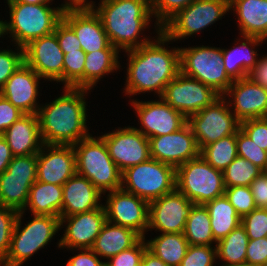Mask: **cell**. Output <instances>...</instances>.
<instances>
[{
    "label": "cell",
    "instance_id": "cell-54",
    "mask_svg": "<svg viewBox=\"0 0 267 266\" xmlns=\"http://www.w3.org/2000/svg\"><path fill=\"white\" fill-rule=\"evenodd\" d=\"M14 157L6 139L0 135V174L6 171L9 163Z\"/></svg>",
    "mask_w": 267,
    "mask_h": 266
},
{
    "label": "cell",
    "instance_id": "cell-44",
    "mask_svg": "<svg viewBox=\"0 0 267 266\" xmlns=\"http://www.w3.org/2000/svg\"><path fill=\"white\" fill-rule=\"evenodd\" d=\"M249 239L255 240L267 236V209L255 208L241 218Z\"/></svg>",
    "mask_w": 267,
    "mask_h": 266
},
{
    "label": "cell",
    "instance_id": "cell-16",
    "mask_svg": "<svg viewBox=\"0 0 267 266\" xmlns=\"http://www.w3.org/2000/svg\"><path fill=\"white\" fill-rule=\"evenodd\" d=\"M192 203L177 189L149 202V229L160 233H183Z\"/></svg>",
    "mask_w": 267,
    "mask_h": 266
},
{
    "label": "cell",
    "instance_id": "cell-42",
    "mask_svg": "<svg viewBox=\"0 0 267 266\" xmlns=\"http://www.w3.org/2000/svg\"><path fill=\"white\" fill-rule=\"evenodd\" d=\"M224 195L241 218L256 208L250 186L225 188Z\"/></svg>",
    "mask_w": 267,
    "mask_h": 266
},
{
    "label": "cell",
    "instance_id": "cell-31",
    "mask_svg": "<svg viewBox=\"0 0 267 266\" xmlns=\"http://www.w3.org/2000/svg\"><path fill=\"white\" fill-rule=\"evenodd\" d=\"M204 205L209 212L213 238L216 242L241 224V217L225 195L208 201Z\"/></svg>",
    "mask_w": 267,
    "mask_h": 266
},
{
    "label": "cell",
    "instance_id": "cell-28",
    "mask_svg": "<svg viewBox=\"0 0 267 266\" xmlns=\"http://www.w3.org/2000/svg\"><path fill=\"white\" fill-rule=\"evenodd\" d=\"M242 37L244 41L239 46L235 44L233 49H222L225 70L233 81L247 78L249 71L258 62V53L253 49L264 41L259 37Z\"/></svg>",
    "mask_w": 267,
    "mask_h": 266
},
{
    "label": "cell",
    "instance_id": "cell-37",
    "mask_svg": "<svg viewBox=\"0 0 267 266\" xmlns=\"http://www.w3.org/2000/svg\"><path fill=\"white\" fill-rule=\"evenodd\" d=\"M262 172L249 160L237 156L223 171L224 186H250Z\"/></svg>",
    "mask_w": 267,
    "mask_h": 266
},
{
    "label": "cell",
    "instance_id": "cell-56",
    "mask_svg": "<svg viewBox=\"0 0 267 266\" xmlns=\"http://www.w3.org/2000/svg\"><path fill=\"white\" fill-rule=\"evenodd\" d=\"M89 3H90V1H88V0H67V1H65V4L62 3L60 5V7L63 10L81 9V8L89 6Z\"/></svg>",
    "mask_w": 267,
    "mask_h": 266
},
{
    "label": "cell",
    "instance_id": "cell-17",
    "mask_svg": "<svg viewBox=\"0 0 267 266\" xmlns=\"http://www.w3.org/2000/svg\"><path fill=\"white\" fill-rule=\"evenodd\" d=\"M159 100V101H158ZM157 101H134L132 106L142 125L139 129L148 139L180 130L187 124V118L171 106L162 97Z\"/></svg>",
    "mask_w": 267,
    "mask_h": 266
},
{
    "label": "cell",
    "instance_id": "cell-33",
    "mask_svg": "<svg viewBox=\"0 0 267 266\" xmlns=\"http://www.w3.org/2000/svg\"><path fill=\"white\" fill-rule=\"evenodd\" d=\"M146 244L147 249L168 266H179L189 246L183 233H162Z\"/></svg>",
    "mask_w": 267,
    "mask_h": 266
},
{
    "label": "cell",
    "instance_id": "cell-14",
    "mask_svg": "<svg viewBox=\"0 0 267 266\" xmlns=\"http://www.w3.org/2000/svg\"><path fill=\"white\" fill-rule=\"evenodd\" d=\"M100 137L121 172L151 158L149 139L136 127H120Z\"/></svg>",
    "mask_w": 267,
    "mask_h": 266
},
{
    "label": "cell",
    "instance_id": "cell-41",
    "mask_svg": "<svg viewBox=\"0 0 267 266\" xmlns=\"http://www.w3.org/2000/svg\"><path fill=\"white\" fill-rule=\"evenodd\" d=\"M19 211L0 204V261H4L11 246V238Z\"/></svg>",
    "mask_w": 267,
    "mask_h": 266
},
{
    "label": "cell",
    "instance_id": "cell-49",
    "mask_svg": "<svg viewBox=\"0 0 267 266\" xmlns=\"http://www.w3.org/2000/svg\"><path fill=\"white\" fill-rule=\"evenodd\" d=\"M245 262L250 266H260L267 262V238L249 239Z\"/></svg>",
    "mask_w": 267,
    "mask_h": 266
},
{
    "label": "cell",
    "instance_id": "cell-20",
    "mask_svg": "<svg viewBox=\"0 0 267 266\" xmlns=\"http://www.w3.org/2000/svg\"><path fill=\"white\" fill-rule=\"evenodd\" d=\"M24 61L44 80L63 83L64 53L55 31L25 46Z\"/></svg>",
    "mask_w": 267,
    "mask_h": 266
},
{
    "label": "cell",
    "instance_id": "cell-2",
    "mask_svg": "<svg viewBox=\"0 0 267 266\" xmlns=\"http://www.w3.org/2000/svg\"><path fill=\"white\" fill-rule=\"evenodd\" d=\"M63 95L39 107L40 135L43 144L73 145L87 138V89L65 87Z\"/></svg>",
    "mask_w": 267,
    "mask_h": 266
},
{
    "label": "cell",
    "instance_id": "cell-34",
    "mask_svg": "<svg viewBox=\"0 0 267 266\" xmlns=\"http://www.w3.org/2000/svg\"><path fill=\"white\" fill-rule=\"evenodd\" d=\"M183 234L189 245L213 246V243H217L213 238L211 220L205 205H193L187 218Z\"/></svg>",
    "mask_w": 267,
    "mask_h": 266
},
{
    "label": "cell",
    "instance_id": "cell-1",
    "mask_svg": "<svg viewBox=\"0 0 267 266\" xmlns=\"http://www.w3.org/2000/svg\"><path fill=\"white\" fill-rule=\"evenodd\" d=\"M157 38V39H156ZM136 49L125 51L128 56L125 95L155 92L159 97L166 85L180 73V50L169 49L170 40L160 31L158 37Z\"/></svg>",
    "mask_w": 267,
    "mask_h": 266
},
{
    "label": "cell",
    "instance_id": "cell-27",
    "mask_svg": "<svg viewBox=\"0 0 267 266\" xmlns=\"http://www.w3.org/2000/svg\"><path fill=\"white\" fill-rule=\"evenodd\" d=\"M241 36L267 39V0H230Z\"/></svg>",
    "mask_w": 267,
    "mask_h": 266
},
{
    "label": "cell",
    "instance_id": "cell-38",
    "mask_svg": "<svg viewBox=\"0 0 267 266\" xmlns=\"http://www.w3.org/2000/svg\"><path fill=\"white\" fill-rule=\"evenodd\" d=\"M86 53L83 49L64 54L63 84L65 87L84 89V63Z\"/></svg>",
    "mask_w": 267,
    "mask_h": 266
},
{
    "label": "cell",
    "instance_id": "cell-18",
    "mask_svg": "<svg viewBox=\"0 0 267 266\" xmlns=\"http://www.w3.org/2000/svg\"><path fill=\"white\" fill-rule=\"evenodd\" d=\"M151 158L175 168L200 156L196 138L188 124L180 130L149 138Z\"/></svg>",
    "mask_w": 267,
    "mask_h": 266
},
{
    "label": "cell",
    "instance_id": "cell-10",
    "mask_svg": "<svg viewBox=\"0 0 267 266\" xmlns=\"http://www.w3.org/2000/svg\"><path fill=\"white\" fill-rule=\"evenodd\" d=\"M229 10L230 0H194L171 17L161 31L171 42L186 39L221 20Z\"/></svg>",
    "mask_w": 267,
    "mask_h": 266
},
{
    "label": "cell",
    "instance_id": "cell-36",
    "mask_svg": "<svg viewBox=\"0 0 267 266\" xmlns=\"http://www.w3.org/2000/svg\"><path fill=\"white\" fill-rule=\"evenodd\" d=\"M200 155L215 169L224 171L238 156L236 133L205 146Z\"/></svg>",
    "mask_w": 267,
    "mask_h": 266
},
{
    "label": "cell",
    "instance_id": "cell-55",
    "mask_svg": "<svg viewBox=\"0 0 267 266\" xmlns=\"http://www.w3.org/2000/svg\"><path fill=\"white\" fill-rule=\"evenodd\" d=\"M140 266H168L148 249L145 250Z\"/></svg>",
    "mask_w": 267,
    "mask_h": 266
},
{
    "label": "cell",
    "instance_id": "cell-47",
    "mask_svg": "<svg viewBox=\"0 0 267 266\" xmlns=\"http://www.w3.org/2000/svg\"><path fill=\"white\" fill-rule=\"evenodd\" d=\"M240 129L260 148L267 151V117L246 119Z\"/></svg>",
    "mask_w": 267,
    "mask_h": 266
},
{
    "label": "cell",
    "instance_id": "cell-46",
    "mask_svg": "<svg viewBox=\"0 0 267 266\" xmlns=\"http://www.w3.org/2000/svg\"><path fill=\"white\" fill-rule=\"evenodd\" d=\"M147 249L145 238L142 237L134 246L111 257L107 266H140L142 256Z\"/></svg>",
    "mask_w": 267,
    "mask_h": 266
},
{
    "label": "cell",
    "instance_id": "cell-19",
    "mask_svg": "<svg viewBox=\"0 0 267 266\" xmlns=\"http://www.w3.org/2000/svg\"><path fill=\"white\" fill-rule=\"evenodd\" d=\"M67 222L58 247L67 249H91L96 237L107 222L104 205L89 212L60 217V229Z\"/></svg>",
    "mask_w": 267,
    "mask_h": 266
},
{
    "label": "cell",
    "instance_id": "cell-26",
    "mask_svg": "<svg viewBox=\"0 0 267 266\" xmlns=\"http://www.w3.org/2000/svg\"><path fill=\"white\" fill-rule=\"evenodd\" d=\"M2 136L14 156L37 154L43 146L37 114H24Z\"/></svg>",
    "mask_w": 267,
    "mask_h": 266
},
{
    "label": "cell",
    "instance_id": "cell-53",
    "mask_svg": "<svg viewBox=\"0 0 267 266\" xmlns=\"http://www.w3.org/2000/svg\"><path fill=\"white\" fill-rule=\"evenodd\" d=\"M253 83L267 89V56L258 59V62L249 71L247 76Z\"/></svg>",
    "mask_w": 267,
    "mask_h": 266
},
{
    "label": "cell",
    "instance_id": "cell-22",
    "mask_svg": "<svg viewBox=\"0 0 267 266\" xmlns=\"http://www.w3.org/2000/svg\"><path fill=\"white\" fill-rule=\"evenodd\" d=\"M62 19L73 29L85 53L117 49L110 44L99 15L90 5L81 9L63 10Z\"/></svg>",
    "mask_w": 267,
    "mask_h": 266
},
{
    "label": "cell",
    "instance_id": "cell-58",
    "mask_svg": "<svg viewBox=\"0 0 267 266\" xmlns=\"http://www.w3.org/2000/svg\"><path fill=\"white\" fill-rule=\"evenodd\" d=\"M4 35H6L5 21L0 20V37L3 38Z\"/></svg>",
    "mask_w": 267,
    "mask_h": 266
},
{
    "label": "cell",
    "instance_id": "cell-6",
    "mask_svg": "<svg viewBox=\"0 0 267 266\" xmlns=\"http://www.w3.org/2000/svg\"><path fill=\"white\" fill-rule=\"evenodd\" d=\"M23 214V211L18 213L4 266L23 265L34 253L44 249L60 229V217L50 215H33L32 221L20 229Z\"/></svg>",
    "mask_w": 267,
    "mask_h": 266
},
{
    "label": "cell",
    "instance_id": "cell-13",
    "mask_svg": "<svg viewBox=\"0 0 267 266\" xmlns=\"http://www.w3.org/2000/svg\"><path fill=\"white\" fill-rule=\"evenodd\" d=\"M161 97L169 106L188 118L211 105L220 95L201 81L180 72L166 85Z\"/></svg>",
    "mask_w": 267,
    "mask_h": 266
},
{
    "label": "cell",
    "instance_id": "cell-52",
    "mask_svg": "<svg viewBox=\"0 0 267 266\" xmlns=\"http://www.w3.org/2000/svg\"><path fill=\"white\" fill-rule=\"evenodd\" d=\"M79 254L71 257L66 266H103L105 262L99 260V256L92 249H77Z\"/></svg>",
    "mask_w": 267,
    "mask_h": 266
},
{
    "label": "cell",
    "instance_id": "cell-35",
    "mask_svg": "<svg viewBox=\"0 0 267 266\" xmlns=\"http://www.w3.org/2000/svg\"><path fill=\"white\" fill-rule=\"evenodd\" d=\"M248 241L246 230L241 224L219 240L216 243L217 258L224 261L222 265L245 263Z\"/></svg>",
    "mask_w": 267,
    "mask_h": 266
},
{
    "label": "cell",
    "instance_id": "cell-57",
    "mask_svg": "<svg viewBox=\"0 0 267 266\" xmlns=\"http://www.w3.org/2000/svg\"><path fill=\"white\" fill-rule=\"evenodd\" d=\"M52 0H7V2H21L27 4H50Z\"/></svg>",
    "mask_w": 267,
    "mask_h": 266
},
{
    "label": "cell",
    "instance_id": "cell-5",
    "mask_svg": "<svg viewBox=\"0 0 267 266\" xmlns=\"http://www.w3.org/2000/svg\"><path fill=\"white\" fill-rule=\"evenodd\" d=\"M10 21L5 20L6 34H10L15 46L24 48L31 41L55 31L62 19L61 7H50L49 4H27L7 2Z\"/></svg>",
    "mask_w": 267,
    "mask_h": 266
},
{
    "label": "cell",
    "instance_id": "cell-32",
    "mask_svg": "<svg viewBox=\"0 0 267 266\" xmlns=\"http://www.w3.org/2000/svg\"><path fill=\"white\" fill-rule=\"evenodd\" d=\"M118 54V49H102L86 53L84 89L91 90L104 75H108L120 68Z\"/></svg>",
    "mask_w": 267,
    "mask_h": 266
},
{
    "label": "cell",
    "instance_id": "cell-29",
    "mask_svg": "<svg viewBox=\"0 0 267 266\" xmlns=\"http://www.w3.org/2000/svg\"><path fill=\"white\" fill-rule=\"evenodd\" d=\"M142 236L135 230L106 222L91 248L100 258L114 255L134 246Z\"/></svg>",
    "mask_w": 267,
    "mask_h": 266
},
{
    "label": "cell",
    "instance_id": "cell-15",
    "mask_svg": "<svg viewBox=\"0 0 267 266\" xmlns=\"http://www.w3.org/2000/svg\"><path fill=\"white\" fill-rule=\"evenodd\" d=\"M107 221L129 227L145 238L149 227V202L122 188L107 194L104 206Z\"/></svg>",
    "mask_w": 267,
    "mask_h": 266
},
{
    "label": "cell",
    "instance_id": "cell-24",
    "mask_svg": "<svg viewBox=\"0 0 267 266\" xmlns=\"http://www.w3.org/2000/svg\"><path fill=\"white\" fill-rule=\"evenodd\" d=\"M40 77L25 62L8 78L0 94L24 114H37Z\"/></svg>",
    "mask_w": 267,
    "mask_h": 266
},
{
    "label": "cell",
    "instance_id": "cell-50",
    "mask_svg": "<svg viewBox=\"0 0 267 266\" xmlns=\"http://www.w3.org/2000/svg\"><path fill=\"white\" fill-rule=\"evenodd\" d=\"M23 115L22 111L0 94V135Z\"/></svg>",
    "mask_w": 267,
    "mask_h": 266
},
{
    "label": "cell",
    "instance_id": "cell-59",
    "mask_svg": "<svg viewBox=\"0 0 267 266\" xmlns=\"http://www.w3.org/2000/svg\"><path fill=\"white\" fill-rule=\"evenodd\" d=\"M220 266H250L246 262L241 264H230V265H220Z\"/></svg>",
    "mask_w": 267,
    "mask_h": 266
},
{
    "label": "cell",
    "instance_id": "cell-21",
    "mask_svg": "<svg viewBox=\"0 0 267 266\" xmlns=\"http://www.w3.org/2000/svg\"><path fill=\"white\" fill-rule=\"evenodd\" d=\"M75 173L73 145L43 144L37 153V181L63 186Z\"/></svg>",
    "mask_w": 267,
    "mask_h": 266
},
{
    "label": "cell",
    "instance_id": "cell-12",
    "mask_svg": "<svg viewBox=\"0 0 267 266\" xmlns=\"http://www.w3.org/2000/svg\"><path fill=\"white\" fill-rule=\"evenodd\" d=\"M37 180V154L14 156L0 174V204L22 211Z\"/></svg>",
    "mask_w": 267,
    "mask_h": 266
},
{
    "label": "cell",
    "instance_id": "cell-43",
    "mask_svg": "<svg viewBox=\"0 0 267 266\" xmlns=\"http://www.w3.org/2000/svg\"><path fill=\"white\" fill-rule=\"evenodd\" d=\"M215 259H217L216 245H189L179 266H214Z\"/></svg>",
    "mask_w": 267,
    "mask_h": 266
},
{
    "label": "cell",
    "instance_id": "cell-8",
    "mask_svg": "<svg viewBox=\"0 0 267 266\" xmlns=\"http://www.w3.org/2000/svg\"><path fill=\"white\" fill-rule=\"evenodd\" d=\"M179 50L180 72L224 96L233 80L225 70L222 49L202 45Z\"/></svg>",
    "mask_w": 267,
    "mask_h": 266
},
{
    "label": "cell",
    "instance_id": "cell-48",
    "mask_svg": "<svg viewBox=\"0 0 267 266\" xmlns=\"http://www.w3.org/2000/svg\"><path fill=\"white\" fill-rule=\"evenodd\" d=\"M56 37L63 53L80 50L81 44L73 29L61 19L55 27Z\"/></svg>",
    "mask_w": 267,
    "mask_h": 266
},
{
    "label": "cell",
    "instance_id": "cell-23",
    "mask_svg": "<svg viewBox=\"0 0 267 266\" xmlns=\"http://www.w3.org/2000/svg\"><path fill=\"white\" fill-rule=\"evenodd\" d=\"M225 95L229 99L230 109H233L231 111L240 122L267 117V89L253 83L248 77L233 81Z\"/></svg>",
    "mask_w": 267,
    "mask_h": 266
},
{
    "label": "cell",
    "instance_id": "cell-30",
    "mask_svg": "<svg viewBox=\"0 0 267 266\" xmlns=\"http://www.w3.org/2000/svg\"><path fill=\"white\" fill-rule=\"evenodd\" d=\"M63 201V186L35 181L29 191L25 210L32 215H50L60 217ZM28 207V208H27Z\"/></svg>",
    "mask_w": 267,
    "mask_h": 266
},
{
    "label": "cell",
    "instance_id": "cell-45",
    "mask_svg": "<svg viewBox=\"0 0 267 266\" xmlns=\"http://www.w3.org/2000/svg\"><path fill=\"white\" fill-rule=\"evenodd\" d=\"M17 52L12 49L0 50V89L8 78L25 62L24 48L17 46Z\"/></svg>",
    "mask_w": 267,
    "mask_h": 266
},
{
    "label": "cell",
    "instance_id": "cell-60",
    "mask_svg": "<svg viewBox=\"0 0 267 266\" xmlns=\"http://www.w3.org/2000/svg\"><path fill=\"white\" fill-rule=\"evenodd\" d=\"M260 266H267V262H266V263H264V264H262V265H260Z\"/></svg>",
    "mask_w": 267,
    "mask_h": 266
},
{
    "label": "cell",
    "instance_id": "cell-39",
    "mask_svg": "<svg viewBox=\"0 0 267 266\" xmlns=\"http://www.w3.org/2000/svg\"><path fill=\"white\" fill-rule=\"evenodd\" d=\"M236 145L238 156L267 171V151L255 144L241 129L236 132Z\"/></svg>",
    "mask_w": 267,
    "mask_h": 266
},
{
    "label": "cell",
    "instance_id": "cell-11",
    "mask_svg": "<svg viewBox=\"0 0 267 266\" xmlns=\"http://www.w3.org/2000/svg\"><path fill=\"white\" fill-rule=\"evenodd\" d=\"M226 96H220L211 105L187 118L200 151L221 138L235 134L240 121L230 110Z\"/></svg>",
    "mask_w": 267,
    "mask_h": 266
},
{
    "label": "cell",
    "instance_id": "cell-51",
    "mask_svg": "<svg viewBox=\"0 0 267 266\" xmlns=\"http://www.w3.org/2000/svg\"><path fill=\"white\" fill-rule=\"evenodd\" d=\"M256 208L267 209V171H263L250 184Z\"/></svg>",
    "mask_w": 267,
    "mask_h": 266
},
{
    "label": "cell",
    "instance_id": "cell-4",
    "mask_svg": "<svg viewBox=\"0 0 267 266\" xmlns=\"http://www.w3.org/2000/svg\"><path fill=\"white\" fill-rule=\"evenodd\" d=\"M76 173L86 177L103 195L120 189L122 172L108 153L105 141L89 135L73 144Z\"/></svg>",
    "mask_w": 267,
    "mask_h": 266
},
{
    "label": "cell",
    "instance_id": "cell-3",
    "mask_svg": "<svg viewBox=\"0 0 267 266\" xmlns=\"http://www.w3.org/2000/svg\"><path fill=\"white\" fill-rule=\"evenodd\" d=\"M93 2L89 5L99 15L110 44L119 51L136 49L152 40L139 36L149 28L151 0H100L97 7Z\"/></svg>",
    "mask_w": 267,
    "mask_h": 266
},
{
    "label": "cell",
    "instance_id": "cell-9",
    "mask_svg": "<svg viewBox=\"0 0 267 266\" xmlns=\"http://www.w3.org/2000/svg\"><path fill=\"white\" fill-rule=\"evenodd\" d=\"M176 189L194 204H205L224 195L223 172L201 155L176 168Z\"/></svg>",
    "mask_w": 267,
    "mask_h": 266
},
{
    "label": "cell",
    "instance_id": "cell-40",
    "mask_svg": "<svg viewBox=\"0 0 267 266\" xmlns=\"http://www.w3.org/2000/svg\"><path fill=\"white\" fill-rule=\"evenodd\" d=\"M194 0H151L152 16L156 18V32L161 31V27L178 11L185 9Z\"/></svg>",
    "mask_w": 267,
    "mask_h": 266
},
{
    "label": "cell",
    "instance_id": "cell-7",
    "mask_svg": "<svg viewBox=\"0 0 267 266\" xmlns=\"http://www.w3.org/2000/svg\"><path fill=\"white\" fill-rule=\"evenodd\" d=\"M148 202L176 189V168L156 159L131 166L122 172V186Z\"/></svg>",
    "mask_w": 267,
    "mask_h": 266
},
{
    "label": "cell",
    "instance_id": "cell-61",
    "mask_svg": "<svg viewBox=\"0 0 267 266\" xmlns=\"http://www.w3.org/2000/svg\"><path fill=\"white\" fill-rule=\"evenodd\" d=\"M0 266H4V264H3V262H2V261H0Z\"/></svg>",
    "mask_w": 267,
    "mask_h": 266
},
{
    "label": "cell",
    "instance_id": "cell-25",
    "mask_svg": "<svg viewBox=\"0 0 267 266\" xmlns=\"http://www.w3.org/2000/svg\"><path fill=\"white\" fill-rule=\"evenodd\" d=\"M102 193L84 176L75 173L63 185L60 217L89 212L102 206Z\"/></svg>",
    "mask_w": 267,
    "mask_h": 266
}]
</instances>
